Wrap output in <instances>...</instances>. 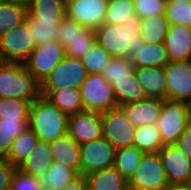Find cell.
Returning a JSON list of instances; mask_svg holds the SVG:
<instances>
[{
  "label": "cell",
  "instance_id": "obj_35",
  "mask_svg": "<svg viewBox=\"0 0 191 190\" xmlns=\"http://www.w3.org/2000/svg\"><path fill=\"white\" fill-rule=\"evenodd\" d=\"M136 15L133 0H108L104 24H123L129 17Z\"/></svg>",
  "mask_w": 191,
  "mask_h": 190
},
{
  "label": "cell",
  "instance_id": "obj_7",
  "mask_svg": "<svg viewBox=\"0 0 191 190\" xmlns=\"http://www.w3.org/2000/svg\"><path fill=\"white\" fill-rule=\"evenodd\" d=\"M169 182L159 152L144 153L128 180L129 190H167Z\"/></svg>",
  "mask_w": 191,
  "mask_h": 190
},
{
  "label": "cell",
  "instance_id": "obj_14",
  "mask_svg": "<svg viewBox=\"0 0 191 190\" xmlns=\"http://www.w3.org/2000/svg\"><path fill=\"white\" fill-rule=\"evenodd\" d=\"M108 0H66V17L96 30L104 24Z\"/></svg>",
  "mask_w": 191,
  "mask_h": 190
},
{
  "label": "cell",
  "instance_id": "obj_31",
  "mask_svg": "<svg viewBox=\"0 0 191 190\" xmlns=\"http://www.w3.org/2000/svg\"><path fill=\"white\" fill-rule=\"evenodd\" d=\"M29 128V120H0V159H5L12 142Z\"/></svg>",
  "mask_w": 191,
  "mask_h": 190
},
{
  "label": "cell",
  "instance_id": "obj_6",
  "mask_svg": "<svg viewBox=\"0 0 191 190\" xmlns=\"http://www.w3.org/2000/svg\"><path fill=\"white\" fill-rule=\"evenodd\" d=\"M191 124L190 104L163 100L156 127L163 144H174L183 131Z\"/></svg>",
  "mask_w": 191,
  "mask_h": 190
},
{
  "label": "cell",
  "instance_id": "obj_2",
  "mask_svg": "<svg viewBox=\"0 0 191 190\" xmlns=\"http://www.w3.org/2000/svg\"><path fill=\"white\" fill-rule=\"evenodd\" d=\"M68 117L67 114L40 95L30 104L29 128L39 140L52 142L67 134Z\"/></svg>",
  "mask_w": 191,
  "mask_h": 190
},
{
  "label": "cell",
  "instance_id": "obj_8",
  "mask_svg": "<svg viewBox=\"0 0 191 190\" xmlns=\"http://www.w3.org/2000/svg\"><path fill=\"white\" fill-rule=\"evenodd\" d=\"M87 75L82 59L65 56L40 84V90L79 89Z\"/></svg>",
  "mask_w": 191,
  "mask_h": 190
},
{
  "label": "cell",
  "instance_id": "obj_1",
  "mask_svg": "<svg viewBox=\"0 0 191 190\" xmlns=\"http://www.w3.org/2000/svg\"><path fill=\"white\" fill-rule=\"evenodd\" d=\"M140 24L141 18L137 15L129 17L123 24H103L95 30L96 41L111 57L131 59L144 45Z\"/></svg>",
  "mask_w": 191,
  "mask_h": 190
},
{
  "label": "cell",
  "instance_id": "obj_39",
  "mask_svg": "<svg viewBox=\"0 0 191 190\" xmlns=\"http://www.w3.org/2000/svg\"><path fill=\"white\" fill-rule=\"evenodd\" d=\"M165 17L170 24L191 26V2H166Z\"/></svg>",
  "mask_w": 191,
  "mask_h": 190
},
{
  "label": "cell",
  "instance_id": "obj_4",
  "mask_svg": "<svg viewBox=\"0 0 191 190\" xmlns=\"http://www.w3.org/2000/svg\"><path fill=\"white\" fill-rule=\"evenodd\" d=\"M56 40L64 47L65 56L83 58L97 43L96 32L67 17L57 25Z\"/></svg>",
  "mask_w": 191,
  "mask_h": 190
},
{
  "label": "cell",
  "instance_id": "obj_19",
  "mask_svg": "<svg viewBox=\"0 0 191 190\" xmlns=\"http://www.w3.org/2000/svg\"><path fill=\"white\" fill-rule=\"evenodd\" d=\"M135 73L147 98L167 100L164 67H135Z\"/></svg>",
  "mask_w": 191,
  "mask_h": 190
},
{
  "label": "cell",
  "instance_id": "obj_29",
  "mask_svg": "<svg viewBox=\"0 0 191 190\" xmlns=\"http://www.w3.org/2000/svg\"><path fill=\"white\" fill-rule=\"evenodd\" d=\"M38 141L39 138L37 135L30 128H27L14 139L5 159L12 165L18 167L25 161Z\"/></svg>",
  "mask_w": 191,
  "mask_h": 190
},
{
  "label": "cell",
  "instance_id": "obj_42",
  "mask_svg": "<svg viewBox=\"0 0 191 190\" xmlns=\"http://www.w3.org/2000/svg\"><path fill=\"white\" fill-rule=\"evenodd\" d=\"M17 167L6 159H0V190H9Z\"/></svg>",
  "mask_w": 191,
  "mask_h": 190
},
{
  "label": "cell",
  "instance_id": "obj_36",
  "mask_svg": "<svg viewBox=\"0 0 191 190\" xmlns=\"http://www.w3.org/2000/svg\"><path fill=\"white\" fill-rule=\"evenodd\" d=\"M25 21L27 23L28 30L31 32L32 40L35 42L36 46L57 41V24L54 21L29 20L27 17Z\"/></svg>",
  "mask_w": 191,
  "mask_h": 190
},
{
  "label": "cell",
  "instance_id": "obj_47",
  "mask_svg": "<svg viewBox=\"0 0 191 190\" xmlns=\"http://www.w3.org/2000/svg\"><path fill=\"white\" fill-rule=\"evenodd\" d=\"M166 2L187 3L191 2V0H166Z\"/></svg>",
  "mask_w": 191,
  "mask_h": 190
},
{
  "label": "cell",
  "instance_id": "obj_45",
  "mask_svg": "<svg viewBox=\"0 0 191 190\" xmlns=\"http://www.w3.org/2000/svg\"><path fill=\"white\" fill-rule=\"evenodd\" d=\"M167 190H190L187 183L169 185Z\"/></svg>",
  "mask_w": 191,
  "mask_h": 190
},
{
  "label": "cell",
  "instance_id": "obj_46",
  "mask_svg": "<svg viewBox=\"0 0 191 190\" xmlns=\"http://www.w3.org/2000/svg\"><path fill=\"white\" fill-rule=\"evenodd\" d=\"M8 1L12 3H16L17 5H21L27 9L30 7L32 3V0H8Z\"/></svg>",
  "mask_w": 191,
  "mask_h": 190
},
{
  "label": "cell",
  "instance_id": "obj_3",
  "mask_svg": "<svg viewBox=\"0 0 191 190\" xmlns=\"http://www.w3.org/2000/svg\"><path fill=\"white\" fill-rule=\"evenodd\" d=\"M40 95V83L23 63L0 61V98H19L32 103Z\"/></svg>",
  "mask_w": 191,
  "mask_h": 190
},
{
  "label": "cell",
  "instance_id": "obj_21",
  "mask_svg": "<svg viewBox=\"0 0 191 190\" xmlns=\"http://www.w3.org/2000/svg\"><path fill=\"white\" fill-rule=\"evenodd\" d=\"M53 163L49 142L39 140L25 161L17 168L38 178L46 173Z\"/></svg>",
  "mask_w": 191,
  "mask_h": 190
},
{
  "label": "cell",
  "instance_id": "obj_44",
  "mask_svg": "<svg viewBox=\"0 0 191 190\" xmlns=\"http://www.w3.org/2000/svg\"><path fill=\"white\" fill-rule=\"evenodd\" d=\"M62 190H87L86 178L83 175H79Z\"/></svg>",
  "mask_w": 191,
  "mask_h": 190
},
{
  "label": "cell",
  "instance_id": "obj_24",
  "mask_svg": "<svg viewBox=\"0 0 191 190\" xmlns=\"http://www.w3.org/2000/svg\"><path fill=\"white\" fill-rule=\"evenodd\" d=\"M87 190H129L128 180L115 168H107L84 176Z\"/></svg>",
  "mask_w": 191,
  "mask_h": 190
},
{
  "label": "cell",
  "instance_id": "obj_5",
  "mask_svg": "<svg viewBox=\"0 0 191 190\" xmlns=\"http://www.w3.org/2000/svg\"><path fill=\"white\" fill-rule=\"evenodd\" d=\"M84 110L102 114L117 108L114 88L101 73H91L79 88Z\"/></svg>",
  "mask_w": 191,
  "mask_h": 190
},
{
  "label": "cell",
  "instance_id": "obj_30",
  "mask_svg": "<svg viewBox=\"0 0 191 190\" xmlns=\"http://www.w3.org/2000/svg\"><path fill=\"white\" fill-rule=\"evenodd\" d=\"M133 146L144 153H156L164 146L156 125H144L136 128Z\"/></svg>",
  "mask_w": 191,
  "mask_h": 190
},
{
  "label": "cell",
  "instance_id": "obj_12",
  "mask_svg": "<svg viewBox=\"0 0 191 190\" xmlns=\"http://www.w3.org/2000/svg\"><path fill=\"white\" fill-rule=\"evenodd\" d=\"M116 149L104 138L80 144V175L114 167Z\"/></svg>",
  "mask_w": 191,
  "mask_h": 190
},
{
  "label": "cell",
  "instance_id": "obj_43",
  "mask_svg": "<svg viewBox=\"0 0 191 190\" xmlns=\"http://www.w3.org/2000/svg\"><path fill=\"white\" fill-rule=\"evenodd\" d=\"M187 157L191 158V124L174 143Z\"/></svg>",
  "mask_w": 191,
  "mask_h": 190
},
{
  "label": "cell",
  "instance_id": "obj_38",
  "mask_svg": "<svg viewBox=\"0 0 191 190\" xmlns=\"http://www.w3.org/2000/svg\"><path fill=\"white\" fill-rule=\"evenodd\" d=\"M111 58L108 52L100 44L96 43L81 59L88 74H91L102 73Z\"/></svg>",
  "mask_w": 191,
  "mask_h": 190
},
{
  "label": "cell",
  "instance_id": "obj_28",
  "mask_svg": "<svg viewBox=\"0 0 191 190\" xmlns=\"http://www.w3.org/2000/svg\"><path fill=\"white\" fill-rule=\"evenodd\" d=\"M170 23L165 15L141 18L140 35L144 43H164Z\"/></svg>",
  "mask_w": 191,
  "mask_h": 190
},
{
  "label": "cell",
  "instance_id": "obj_33",
  "mask_svg": "<svg viewBox=\"0 0 191 190\" xmlns=\"http://www.w3.org/2000/svg\"><path fill=\"white\" fill-rule=\"evenodd\" d=\"M28 9L12 2L0 4V36L25 22Z\"/></svg>",
  "mask_w": 191,
  "mask_h": 190
},
{
  "label": "cell",
  "instance_id": "obj_9",
  "mask_svg": "<svg viewBox=\"0 0 191 190\" xmlns=\"http://www.w3.org/2000/svg\"><path fill=\"white\" fill-rule=\"evenodd\" d=\"M103 137L116 149L133 146L136 127L121 107L101 114Z\"/></svg>",
  "mask_w": 191,
  "mask_h": 190
},
{
  "label": "cell",
  "instance_id": "obj_22",
  "mask_svg": "<svg viewBox=\"0 0 191 190\" xmlns=\"http://www.w3.org/2000/svg\"><path fill=\"white\" fill-rule=\"evenodd\" d=\"M41 96H44L68 116L84 110L80 90L78 88L41 90Z\"/></svg>",
  "mask_w": 191,
  "mask_h": 190
},
{
  "label": "cell",
  "instance_id": "obj_13",
  "mask_svg": "<svg viewBox=\"0 0 191 190\" xmlns=\"http://www.w3.org/2000/svg\"><path fill=\"white\" fill-rule=\"evenodd\" d=\"M167 100L191 103V60L169 61L164 67Z\"/></svg>",
  "mask_w": 191,
  "mask_h": 190
},
{
  "label": "cell",
  "instance_id": "obj_27",
  "mask_svg": "<svg viewBox=\"0 0 191 190\" xmlns=\"http://www.w3.org/2000/svg\"><path fill=\"white\" fill-rule=\"evenodd\" d=\"M130 60L134 67H165L169 63L164 43H144Z\"/></svg>",
  "mask_w": 191,
  "mask_h": 190
},
{
  "label": "cell",
  "instance_id": "obj_26",
  "mask_svg": "<svg viewBox=\"0 0 191 190\" xmlns=\"http://www.w3.org/2000/svg\"><path fill=\"white\" fill-rule=\"evenodd\" d=\"M112 87L118 107L147 99V96L138 82L135 70L128 78L115 79Z\"/></svg>",
  "mask_w": 191,
  "mask_h": 190
},
{
  "label": "cell",
  "instance_id": "obj_11",
  "mask_svg": "<svg viewBox=\"0 0 191 190\" xmlns=\"http://www.w3.org/2000/svg\"><path fill=\"white\" fill-rule=\"evenodd\" d=\"M64 57V47L58 41H52L36 46L23 65L41 84Z\"/></svg>",
  "mask_w": 191,
  "mask_h": 190
},
{
  "label": "cell",
  "instance_id": "obj_20",
  "mask_svg": "<svg viewBox=\"0 0 191 190\" xmlns=\"http://www.w3.org/2000/svg\"><path fill=\"white\" fill-rule=\"evenodd\" d=\"M53 162H61L80 175V145L68 134L49 142Z\"/></svg>",
  "mask_w": 191,
  "mask_h": 190
},
{
  "label": "cell",
  "instance_id": "obj_32",
  "mask_svg": "<svg viewBox=\"0 0 191 190\" xmlns=\"http://www.w3.org/2000/svg\"><path fill=\"white\" fill-rule=\"evenodd\" d=\"M143 155L144 152L135 146L118 149L115 153L114 167L129 180Z\"/></svg>",
  "mask_w": 191,
  "mask_h": 190
},
{
  "label": "cell",
  "instance_id": "obj_49",
  "mask_svg": "<svg viewBox=\"0 0 191 190\" xmlns=\"http://www.w3.org/2000/svg\"><path fill=\"white\" fill-rule=\"evenodd\" d=\"M8 0H0V4L3 3V2H7Z\"/></svg>",
  "mask_w": 191,
  "mask_h": 190
},
{
  "label": "cell",
  "instance_id": "obj_34",
  "mask_svg": "<svg viewBox=\"0 0 191 190\" xmlns=\"http://www.w3.org/2000/svg\"><path fill=\"white\" fill-rule=\"evenodd\" d=\"M30 102L19 98H0V120H29Z\"/></svg>",
  "mask_w": 191,
  "mask_h": 190
},
{
  "label": "cell",
  "instance_id": "obj_48",
  "mask_svg": "<svg viewBox=\"0 0 191 190\" xmlns=\"http://www.w3.org/2000/svg\"><path fill=\"white\" fill-rule=\"evenodd\" d=\"M187 184H188V186H189V188L191 190V179L187 182Z\"/></svg>",
  "mask_w": 191,
  "mask_h": 190
},
{
  "label": "cell",
  "instance_id": "obj_41",
  "mask_svg": "<svg viewBox=\"0 0 191 190\" xmlns=\"http://www.w3.org/2000/svg\"><path fill=\"white\" fill-rule=\"evenodd\" d=\"M9 190H41V188L38 178L17 168L13 174Z\"/></svg>",
  "mask_w": 191,
  "mask_h": 190
},
{
  "label": "cell",
  "instance_id": "obj_37",
  "mask_svg": "<svg viewBox=\"0 0 191 190\" xmlns=\"http://www.w3.org/2000/svg\"><path fill=\"white\" fill-rule=\"evenodd\" d=\"M134 70L135 67L129 58L112 57L101 74L112 84L115 79L128 78Z\"/></svg>",
  "mask_w": 191,
  "mask_h": 190
},
{
  "label": "cell",
  "instance_id": "obj_17",
  "mask_svg": "<svg viewBox=\"0 0 191 190\" xmlns=\"http://www.w3.org/2000/svg\"><path fill=\"white\" fill-rule=\"evenodd\" d=\"M164 44L169 61L191 60V26L170 24Z\"/></svg>",
  "mask_w": 191,
  "mask_h": 190
},
{
  "label": "cell",
  "instance_id": "obj_23",
  "mask_svg": "<svg viewBox=\"0 0 191 190\" xmlns=\"http://www.w3.org/2000/svg\"><path fill=\"white\" fill-rule=\"evenodd\" d=\"M66 17V0H32L28 8L29 20L54 21L57 25Z\"/></svg>",
  "mask_w": 191,
  "mask_h": 190
},
{
  "label": "cell",
  "instance_id": "obj_25",
  "mask_svg": "<svg viewBox=\"0 0 191 190\" xmlns=\"http://www.w3.org/2000/svg\"><path fill=\"white\" fill-rule=\"evenodd\" d=\"M79 174L61 162H53L50 169L38 177L41 190H62Z\"/></svg>",
  "mask_w": 191,
  "mask_h": 190
},
{
  "label": "cell",
  "instance_id": "obj_16",
  "mask_svg": "<svg viewBox=\"0 0 191 190\" xmlns=\"http://www.w3.org/2000/svg\"><path fill=\"white\" fill-rule=\"evenodd\" d=\"M163 167L169 185L187 183L191 179V158L175 144H166L160 151Z\"/></svg>",
  "mask_w": 191,
  "mask_h": 190
},
{
  "label": "cell",
  "instance_id": "obj_40",
  "mask_svg": "<svg viewBox=\"0 0 191 190\" xmlns=\"http://www.w3.org/2000/svg\"><path fill=\"white\" fill-rule=\"evenodd\" d=\"M135 14L140 18L165 15L166 0H133Z\"/></svg>",
  "mask_w": 191,
  "mask_h": 190
},
{
  "label": "cell",
  "instance_id": "obj_18",
  "mask_svg": "<svg viewBox=\"0 0 191 190\" xmlns=\"http://www.w3.org/2000/svg\"><path fill=\"white\" fill-rule=\"evenodd\" d=\"M163 100L147 98L142 101L124 105L121 108L130 122L137 128L144 125H156L162 109Z\"/></svg>",
  "mask_w": 191,
  "mask_h": 190
},
{
  "label": "cell",
  "instance_id": "obj_10",
  "mask_svg": "<svg viewBox=\"0 0 191 190\" xmlns=\"http://www.w3.org/2000/svg\"><path fill=\"white\" fill-rule=\"evenodd\" d=\"M35 47L25 21L0 36V61L23 63Z\"/></svg>",
  "mask_w": 191,
  "mask_h": 190
},
{
  "label": "cell",
  "instance_id": "obj_15",
  "mask_svg": "<svg viewBox=\"0 0 191 190\" xmlns=\"http://www.w3.org/2000/svg\"><path fill=\"white\" fill-rule=\"evenodd\" d=\"M67 134L79 145L102 138L101 114L83 110L69 115Z\"/></svg>",
  "mask_w": 191,
  "mask_h": 190
}]
</instances>
